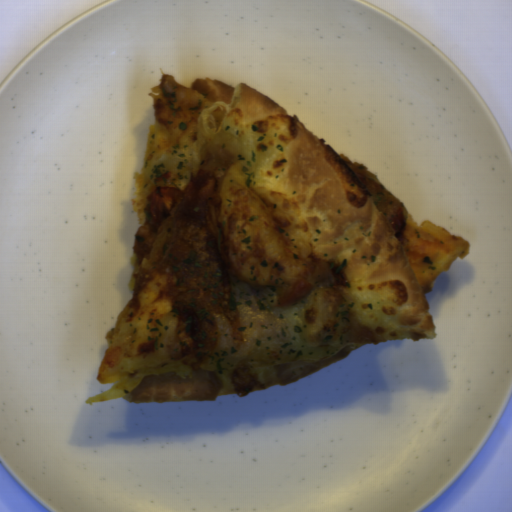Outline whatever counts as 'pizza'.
Masks as SVG:
<instances>
[{"label": "pizza", "mask_w": 512, "mask_h": 512, "mask_svg": "<svg viewBox=\"0 0 512 512\" xmlns=\"http://www.w3.org/2000/svg\"><path fill=\"white\" fill-rule=\"evenodd\" d=\"M155 119L148 126L141 171L134 173L140 227L148 195L158 186L185 192L208 173L221 197L227 270L242 327L237 340L216 313V347L200 366L170 354L179 318L163 294L170 275L152 252H133L130 298L108 330L97 373L112 387L85 404L123 398L150 374L216 372V397L280 385L276 365L314 362L344 348L390 340L426 341L437 332L426 295L470 242L431 221L417 222L364 164L336 151L294 114L255 88L201 77L186 88L171 73L149 92ZM351 163L403 205L396 234L376 209ZM335 280L302 301L278 306L317 262Z\"/></svg>", "instance_id": "obj_1"}]
</instances>
